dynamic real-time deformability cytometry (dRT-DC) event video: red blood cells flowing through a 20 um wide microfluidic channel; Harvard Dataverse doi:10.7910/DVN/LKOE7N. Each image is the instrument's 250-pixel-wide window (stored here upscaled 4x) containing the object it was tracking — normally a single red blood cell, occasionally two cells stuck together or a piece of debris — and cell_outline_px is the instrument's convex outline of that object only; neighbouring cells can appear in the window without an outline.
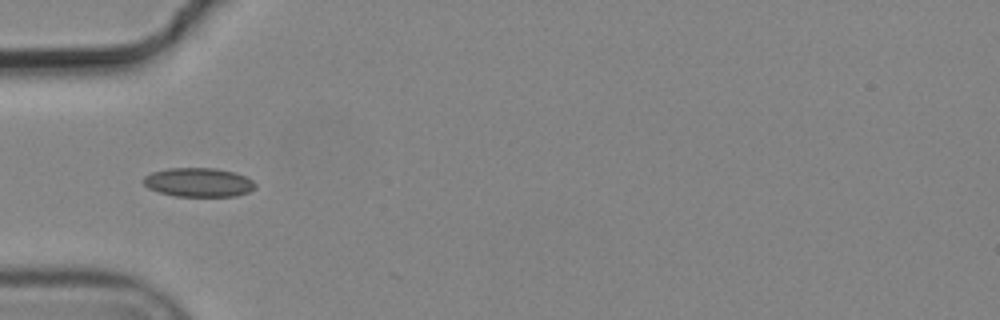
{"species": "common noctule bat (a hibernating species)", "species_latin": "Nyctalus noctula", "temperature_condition": "cold", "stored_images_in_passage": 6, "camera_frame_rate_fps": 3000, "um_per_image_px": 0.085, "animal": {"sex": "male", "body_mass_g": 19.2, "forearm_length_mm": 51.8}, "frame": {"image": 1, "passage_image": 4, "time_ms": 1.0, "image_size_px": [1000, 320], "cell_outline_px": [[256, 188], [248, 192], [236, 196], [176, 196], [160, 192], [148, 188], [144, 184], [144, 176], [152, 172], [168, 168], [216, 168], [232, 172], [244, 176], [252, 180], [256, 184]], "centroid_in_image_um": [16.88, 15.5], "position_along_channel_um": 68.1, "area_um2": 18.79}}
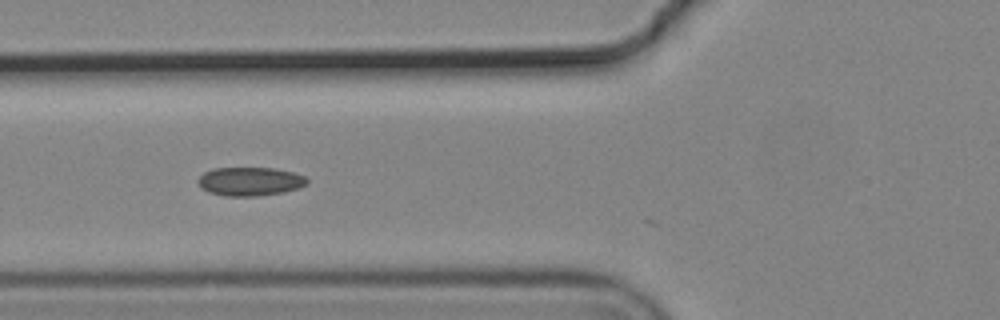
{"frame": {"image": 2, "passage_image": 5, "time_ms": 1.333, "image_size_px": [1000, 320], "cell_outline_px": [[308, 184], [284, 192], [256, 196], [224, 196], [208, 192], [200, 188], [196, 180], [204, 172], [212, 168], [276, 168], [292, 172], [304, 176], [308, 180]], "centroid_in_image_um": [21.2, 15.42], "position_along_channel_um": 104.6, "area_um2": 18.32}}
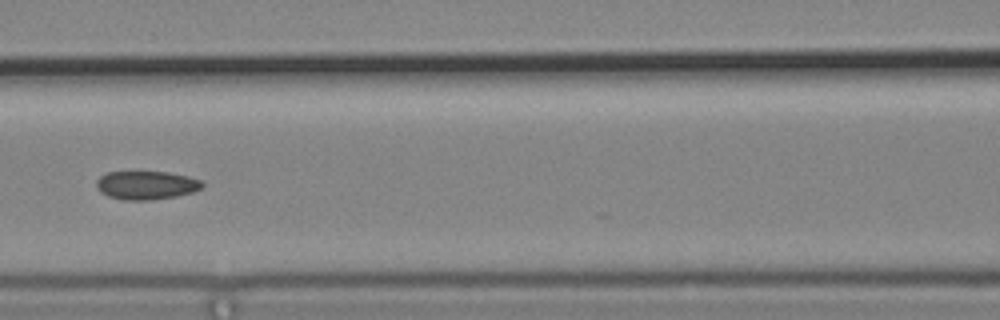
{"frame": {"image": 3, "passage_image": 6, "time_ms": 1.667, "image_size_px": [1000, 320], "cell_outline_px": [[204, 184], [200, 188], [192, 192], [176, 196], [152, 200], [124, 200], [108, 196], [100, 192], [96, 188], [96, 180], [100, 176], [108, 172], [168, 172], [188, 176], [200, 180]], "centroid_in_image_um": [12.4, 15.74], "position_along_channel_um": 154.2, "area_um2": 17.57}}